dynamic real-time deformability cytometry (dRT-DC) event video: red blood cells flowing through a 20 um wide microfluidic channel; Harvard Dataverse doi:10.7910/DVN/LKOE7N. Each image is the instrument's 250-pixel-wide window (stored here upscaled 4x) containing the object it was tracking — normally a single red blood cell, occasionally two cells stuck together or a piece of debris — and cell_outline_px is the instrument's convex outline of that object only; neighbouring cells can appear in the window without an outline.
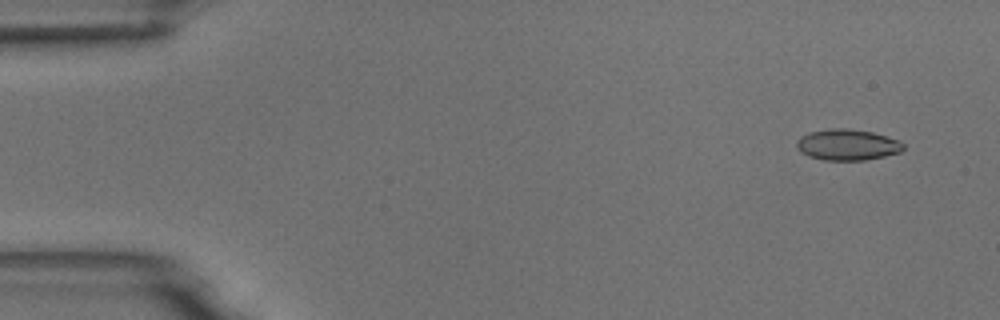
{"species": "common noctule bat (a hibernating species)", "species_latin": "Nyctalus noctula", "temperature_condition": "room temperature", "stored_images_in_passage": 9, "camera_frame_rate_fps": 3000, "um_per_image_px": 0.085, "animal": {"sex": "male", "body_mass_g": 18.8}, "frame": {"image": 1, "passage_image": 1, "time_ms": 0.0, "image_size_px": [1000, 320], "cell_outline_px": [[904, 148], [900, 152], [884, 156], [864, 160], [824, 160], [808, 156], [800, 152], [796, 148], [796, 140], [800, 136], [808, 132], [832, 128], [844, 128], [872, 132], [900, 140], [904, 144]], "centroid_in_image_um": [71.99, 12.3], "position_along_channel_um": 13.0, "area_um2": 19.42}}
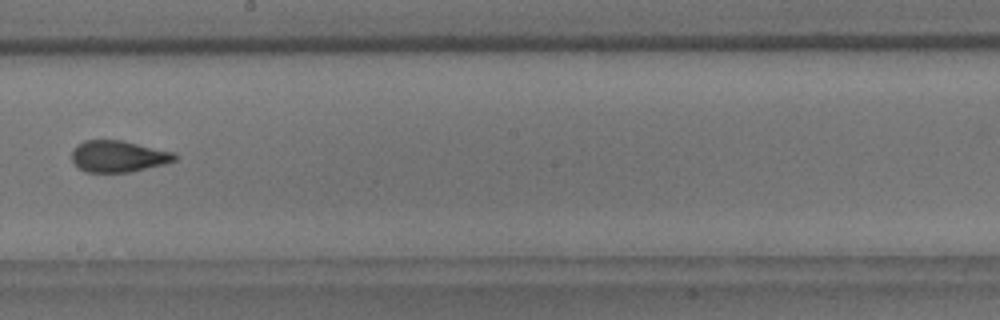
{"frame": {"image": 2, "passage_image": 8, "time_ms": 9.0, "image_size_px": [1000, 320], "cell_outline_px": [[176, 160], [164, 164], [132, 172], [84, 172], [72, 160], [72, 148], [76, 144], [84, 140], [120, 140], [176, 152]], "centroid_in_image_um": [10.05, 13.28], "position_along_channel_um": 238.1, "area_um2": 19.02}}
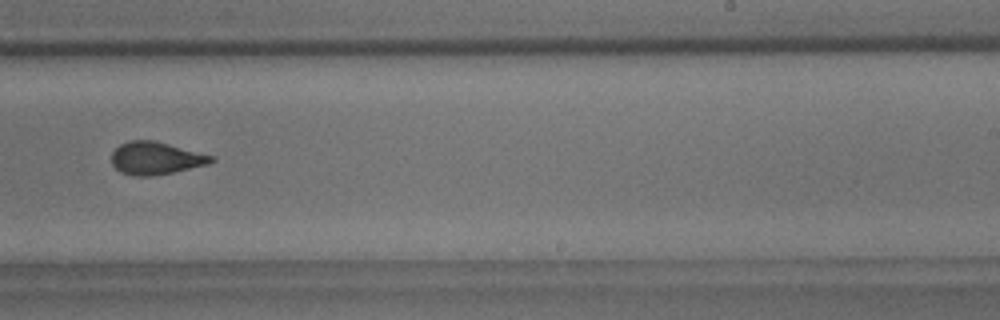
{"frame": {"image": 3, "passage_image": 9, "time_ms": 10.0, "image_size_px": [1000, 320], "cell_outline_px": [[216, 160], [208, 164], [172, 172], [152, 176], [136, 176], [120, 172], [112, 164], [112, 152], [120, 144], [128, 140], [156, 140], [216, 156]], "centroid_in_image_um": [13.26, 13.43], "position_along_channel_um": 275.7, "area_um2": 19.13}}